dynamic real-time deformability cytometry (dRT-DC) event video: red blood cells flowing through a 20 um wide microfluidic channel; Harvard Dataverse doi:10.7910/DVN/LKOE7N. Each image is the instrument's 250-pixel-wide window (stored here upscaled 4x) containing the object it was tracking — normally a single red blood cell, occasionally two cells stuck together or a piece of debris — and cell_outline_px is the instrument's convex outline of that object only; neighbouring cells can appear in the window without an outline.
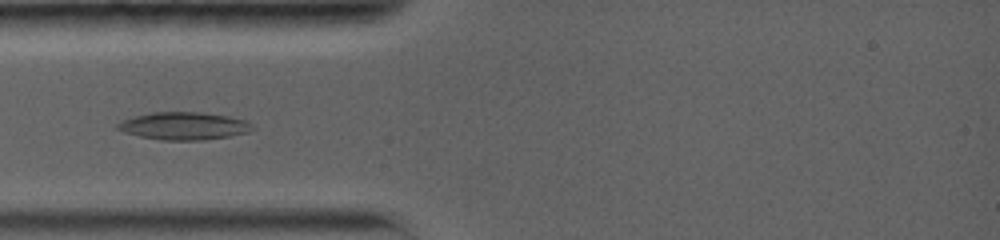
{"species": "common noctule bat (a hibernating species)", "species_latin": "Nyctalus noctula", "temperature_condition": "warm", "stored_images_in_passage": 4, "camera_frame_rate_fps": 5000, "um_per_image_px": 0.085, "animal": {"sex": "female", "body_mass_g": 19.0, "forearm_length_mm": 56.7}, "frame": {"image": 1, "passage_image": 2, "time_ms": 1.2, "image_size_px": [1000, 240], "cell_outline_px": [[256, 128], [248, 132], [228, 136], [204, 140], [160, 140], [140, 136], [124, 132], [116, 128], [116, 124], [124, 120], [136, 116], [152, 112], [204, 112], [228, 116], [244, 120]], "centroid_in_image_um": [15.63, 10.7], "position_along_channel_um": 69.4, "area_um2": 21.56}}
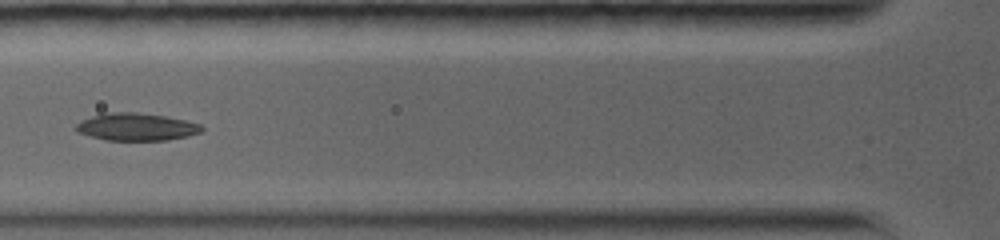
{"frame": {"image": 2, "passage_image": 3, "time_ms": 2.4, "image_size_px": [1000, 240], "cell_outline_px": [[204, 128], [200, 132], [188, 136], [168, 140], [108, 140], [92, 136], [80, 132], [76, 128], [76, 124], [92, 116], [104, 112], [136, 112], [164, 116], [184, 120], [200, 124]], "centroid_in_image_um": [11.63, 10.78], "position_along_channel_um": 114.2, "area_um2": 19.83}}
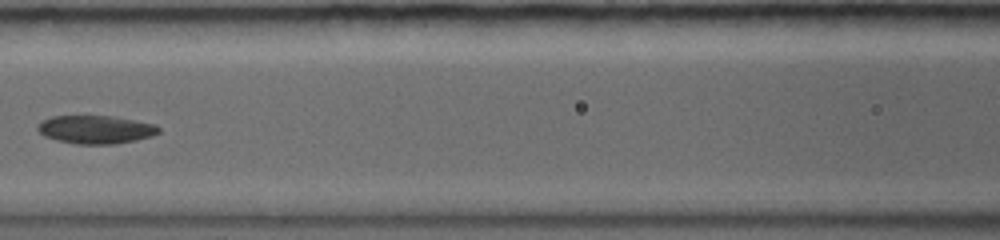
{"frame": {"image": 3, "passage_image": 4, "time_ms": 3.6, "image_size_px": [1000, 240], "cell_outline_px": [[160, 132], [152, 136], [136, 140], [116, 144], [76, 144], [56, 140], [44, 136], [36, 128], [36, 124], [40, 120], [52, 116], [112, 116], [156, 124], [160, 128]], "centroid_in_image_um": [8.11, 11.01], "position_along_channel_um": 158.5, "area_um2": 20.11}}